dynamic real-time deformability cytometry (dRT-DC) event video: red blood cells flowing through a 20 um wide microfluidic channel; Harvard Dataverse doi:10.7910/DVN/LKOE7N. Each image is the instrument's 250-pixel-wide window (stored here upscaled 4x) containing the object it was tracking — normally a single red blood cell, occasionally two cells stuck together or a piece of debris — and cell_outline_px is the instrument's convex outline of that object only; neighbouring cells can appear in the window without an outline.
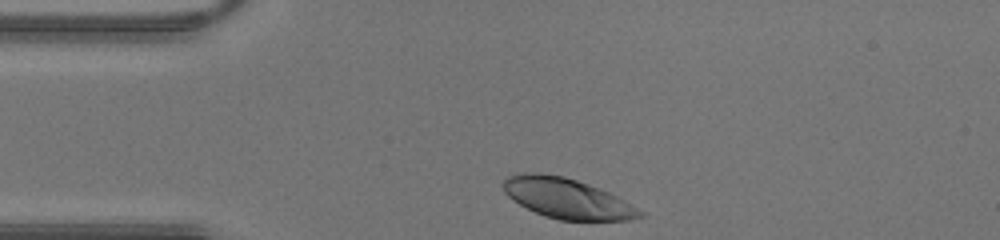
{"species": "human", "species_latin": "Homo sapiens", "temperature_condition": "warm", "stored_images_in_passage": 25, "camera_frame_rate_fps": 3000, "um_per_image_px": 0.085, "donor": {"sex": "male"}, "frame": {"image": 1, "passage_image": 1, "time_ms": 0.0, "image_size_px": [1000, 240], "cell_outline_px": [[644, 216], [632, 220], [560, 220], [544, 216], [512, 200], [504, 192], [500, 184], [508, 176], [524, 172], [540, 172], [564, 176], [600, 188], [624, 200], [644, 212]], "centroid_in_image_um": [48.17, 16.85], "position_along_channel_um": 36.8, "area_um2": 32.08}}
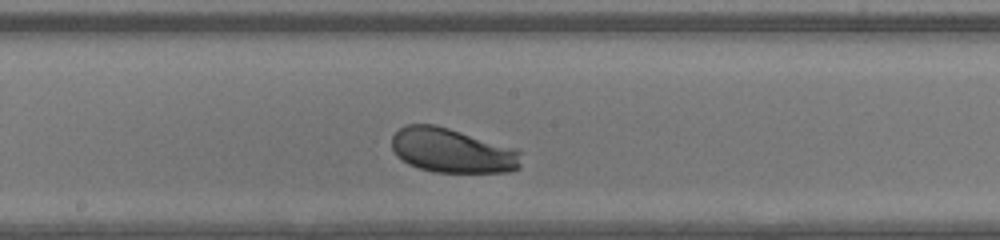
{"frame": {"image": 2, "passage_image": 14, "time_ms": 4.333, "image_size_px": [1000, 240], "cell_outline_px": [[520, 168], [508, 172], [432, 172], [408, 164], [396, 156], [392, 148], [392, 136], [400, 128], [408, 124], [436, 124], [516, 148], [520, 152]], "centroid_in_image_um": [38.42, 12.8], "position_along_channel_um": 209.8, "area_um2": 33.64}}
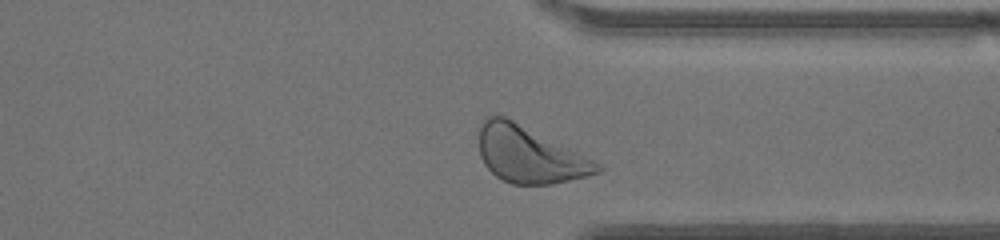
{"frame": {"image": 3, "passage_image": 24, "time_ms": 7.667, "image_size_px": [1000, 240], "cell_outline_px": [[604, 168], [600, 172], [588, 176], [548, 184], [512, 184], [496, 176], [484, 164], [480, 156], [480, 124], [484, 116], [496, 112], [596, 160]], "centroid_in_image_um": [45.0, 13.12], "position_along_channel_um": 366.4, "area_um2": 38.96}}